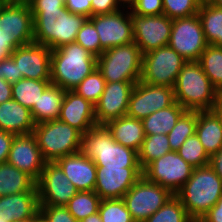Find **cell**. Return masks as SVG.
Masks as SVG:
<instances>
[{"instance_id": "obj_1", "label": "cell", "mask_w": 222, "mask_h": 222, "mask_svg": "<svg viewBox=\"0 0 222 222\" xmlns=\"http://www.w3.org/2000/svg\"><path fill=\"white\" fill-rule=\"evenodd\" d=\"M190 218L197 222L222 196V179L210 165L194 168L191 177L176 192Z\"/></svg>"}, {"instance_id": "obj_2", "label": "cell", "mask_w": 222, "mask_h": 222, "mask_svg": "<svg viewBox=\"0 0 222 222\" xmlns=\"http://www.w3.org/2000/svg\"><path fill=\"white\" fill-rule=\"evenodd\" d=\"M97 69V57L76 42L62 45L51 53V84L73 90Z\"/></svg>"}, {"instance_id": "obj_3", "label": "cell", "mask_w": 222, "mask_h": 222, "mask_svg": "<svg viewBox=\"0 0 222 222\" xmlns=\"http://www.w3.org/2000/svg\"><path fill=\"white\" fill-rule=\"evenodd\" d=\"M80 151L103 168L140 167L138 152L117 143L105 125H97L82 134Z\"/></svg>"}, {"instance_id": "obj_4", "label": "cell", "mask_w": 222, "mask_h": 222, "mask_svg": "<svg viewBox=\"0 0 222 222\" xmlns=\"http://www.w3.org/2000/svg\"><path fill=\"white\" fill-rule=\"evenodd\" d=\"M175 101L189 111L213 110L218 91L198 61L187 62L174 84Z\"/></svg>"}, {"instance_id": "obj_5", "label": "cell", "mask_w": 222, "mask_h": 222, "mask_svg": "<svg viewBox=\"0 0 222 222\" xmlns=\"http://www.w3.org/2000/svg\"><path fill=\"white\" fill-rule=\"evenodd\" d=\"M33 134L46 162L80 152L82 133L59 119L36 124Z\"/></svg>"}, {"instance_id": "obj_6", "label": "cell", "mask_w": 222, "mask_h": 222, "mask_svg": "<svg viewBox=\"0 0 222 222\" xmlns=\"http://www.w3.org/2000/svg\"><path fill=\"white\" fill-rule=\"evenodd\" d=\"M34 43L33 14L28 2L6 0L0 7V44L11 54L17 47Z\"/></svg>"}, {"instance_id": "obj_7", "label": "cell", "mask_w": 222, "mask_h": 222, "mask_svg": "<svg viewBox=\"0 0 222 222\" xmlns=\"http://www.w3.org/2000/svg\"><path fill=\"white\" fill-rule=\"evenodd\" d=\"M142 56L134 42L112 47L97 58V69L106 82L140 81Z\"/></svg>"}, {"instance_id": "obj_8", "label": "cell", "mask_w": 222, "mask_h": 222, "mask_svg": "<svg viewBox=\"0 0 222 222\" xmlns=\"http://www.w3.org/2000/svg\"><path fill=\"white\" fill-rule=\"evenodd\" d=\"M174 194L142 176L123 196L134 222H144L158 211Z\"/></svg>"}, {"instance_id": "obj_9", "label": "cell", "mask_w": 222, "mask_h": 222, "mask_svg": "<svg viewBox=\"0 0 222 222\" xmlns=\"http://www.w3.org/2000/svg\"><path fill=\"white\" fill-rule=\"evenodd\" d=\"M186 63L187 61L168 45L160 47L143 54L140 81L173 88Z\"/></svg>"}, {"instance_id": "obj_10", "label": "cell", "mask_w": 222, "mask_h": 222, "mask_svg": "<svg viewBox=\"0 0 222 222\" xmlns=\"http://www.w3.org/2000/svg\"><path fill=\"white\" fill-rule=\"evenodd\" d=\"M88 18L65 9L56 21H33L34 43L51 50L75 42L77 33Z\"/></svg>"}, {"instance_id": "obj_11", "label": "cell", "mask_w": 222, "mask_h": 222, "mask_svg": "<svg viewBox=\"0 0 222 222\" xmlns=\"http://www.w3.org/2000/svg\"><path fill=\"white\" fill-rule=\"evenodd\" d=\"M168 46L187 62L199 61L208 43L205 40L198 14L173 19Z\"/></svg>"}, {"instance_id": "obj_12", "label": "cell", "mask_w": 222, "mask_h": 222, "mask_svg": "<svg viewBox=\"0 0 222 222\" xmlns=\"http://www.w3.org/2000/svg\"><path fill=\"white\" fill-rule=\"evenodd\" d=\"M193 169L177 151H171L149 163L142 172L148 181L169 189L175 195L191 177Z\"/></svg>"}, {"instance_id": "obj_13", "label": "cell", "mask_w": 222, "mask_h": 222, "mask_svg": "<svg viewBox=\"0 0 222 222\" xmlns=\"http://www.w3.org/2000/svg\"><path fill=\"white\" fill-rule=\"evenodd\" d=\"M99 35L100 55L107 49L134 42L133 22L130 9L88 18Z\"/></svg>"}, {"instance_id": "obj_14", "label": "cell", "mask_w": 222, "mask_h": 222, "mask_svg": "<svg viewBox=\"0 0 222 222\" xmlns=\"http://www.w3.org/2000/svg\"><path fill=\"white\" fill-rule=\"evenodd\" d=\"M174 102L172 87L138 81L130 95L126 115L142 120L158 110L169 107Z\"/></svg>"}, {"instance_id": "obj_15", "label": "cell", "mask_w": 222, "mask_h": 222, "mask_svg": "<svg viewBox=\"0 0 222 222\" xmlns=\"http://www.w3.org/2000/svg\"><path fill=\"white\" fill-rule=\"evenodd\" d=\"M134 43L142 55L168 45L173 20L164 14L140 16L130 11Z\"/></svg>"}, {"instance_id": "obj_16", "label": "cell", "mask_w": 222, "mask_h": 222, "mask_svg": "<svg viewBox=\"0 0 222 222\" xmlns=\"http://www.w3.org/2000/svg\"><path fill=\"white\" fill-rule=\"evenodd\" d=\"M36 187L39 205L66 206L78 192L56 162H46Z\"/></svg>"}, {"instance_id": "obj_17", "label": "cell", "mask_w": 222, "mask_h": 222, "mask_svg": "<svg viewBox=\"0 0 222 222\" xmlns=\"http://www.w3.org/2000/svg\"><path fill=\"white\" fill-rule=\"evenodd\" d=\"M137 82H106L99 101L94 105L97 125H106L127 114L130 95Z\"/></svg>"}, {"instance_id": "obj_18", "label": "cell", "mask_w": 222, "mask_h": 222, "mask_svg": "<svg viewBox=\"0 0 222 222\" xmlns=\"http://www.w3.org/2000/svg\"><path fill=\"white\" fill-rule=\"evenodd\" d=\"M143 176L140 167L103 168L96 166L95 193L101 199H122Z\"/></svg>"}, {"instance_id": "obj_19", "label": "cell", "mask_w": 222, "mask_h": 222, "mask_svg": "<svg viewBox=\"0 0 222 222\" xmlns=\"http://www.w3.org/2000/svg\"><path fill=\"white\" fill-rule=\"evenodd\" d=\"M51 53L52 50L45 45L31 43L17 47L10 57L23 78L51 80Z\"/></svg>"}, {"instance_id": "obj_20", "label": "cell", "mask_w": 222, "mask_h": 222, "mask_svg": "<svg viewBox=\"0 0 222 222\" xmlns=\"http://www.w3.org/2000/svg\"><path fill=\"white\" fill-rule=\"evenodd\" d=\"M7 162L26 172L35 181L40 178L46 164L33 133L15 136Z\"/></svg>"}, {"instance_id": "obj_21", "label": "cell", "mask_w": 222, "mask_h": 222, "mask_svg": "<svg viewBox=\"0 0 222 222\" xmlns=\"http://www.w3.org/2000/svg\"><path fill=\"white\" fill-rule=\"evenodd\" d=\"M76 128L82 134L97 126L95 106L73 90L65 91V97L58 118Z\"/></svg>"}, {"instance_id": "obj_22", "label": "cell", "mask_w": 222, "mask_h": 222, "mask_svg": "<svg viewBox=\"0 0 222 222\" xmlns=\"http://www.w3.org/2000/svg\"><path fill=\"white\" fill-rule=\"evenodd\" d=\"M56 163L78 191H94L96 165L92 159L80 151L61 157Z\"/></svg>"}, {"instance_id": "obj_23", "label": "cell", "mask_w": 222, "mask_h": 222, "mask_svg": "<svg viewBox=\"0 0 222 222\" xmlns=\"http://www.w3.org/2000/svg\"><path fill=\"white\" fill-rule=\"evenodd\" d=\"M39 213L38 192L0 196V218L8 222L24 221Z\"/></svg>"}, {"instance_id": "obj_24", "label": "cell", "mask_w": 222, "mask_h": 222, "mask_svg": "<svg viewBox=\"0 0 222 222\" xmlns=\"http://www.w3.org/2000/svg\"><path fill=\"white\" fill-rule=\"evenodd\" d=\"M36 123L31 110L10 99L0 104V130L24 135L33 133Z\"/></svg>"}, {"instance_id": "obj_25", "label": "cell", "mask_w": 222, "mask_h": 222, "mask_svg": "<svg viewBox=\"0 0 222 222\" xmlns=\"http://www.w3.org/2000/svg\"><path fill=\"white\" fill-rule=\"evenodd\" d=\"M195 134L209 157L222 147V120L214 110L197 111Z\"/></svg>"}, {"instance_id": "obj_26", "label": "cell", "mask_w": 222, "mask_h": 222, "mask_svg": "<svg viewBox=\"0 0 222 222\" xmlns=\"http://www.w3.org/2000/svg\"><path fill=\"white\" fill-rule=\"evenodd\" d=\"M105 126L117 143L137 152L140 151L145 138L143 124L140 119L125 115L109 121Z\"/></svg>"}, {"instance_id": "obj_27", "label": "cell", "mask_w": 222, "mask_h": 222, "mask_svg": "<svg viewBox=\"0 0 222 222\" xmlns=\"http://www.w3.org/2000/svg\"><path fill=\"white\" fill-rule=\"evenodd\" d=\"M65 91L54 84H50L45 89L38 102L31 109V114L36 124L59 118Z\"/></svg>"}, {"instance_id": "obj_28", "label": "cell", "mask_w": 222, "mask_h": 222, "mask_svg": "<svg viewBox=\"0 0 222 222\" xmlns=\"http://www.w3.org/2000/svg\"><path fill=\"white\" fill-rule=\"evenodd\" d=\"M24 192H38L36 181L8 162L0 163V196Z\"/></svg>"}, {"instance_id": "obj_29", "label": "cell", "mask_w": 222, "mask_h": 222, "mask_svg": "<svg viewBox=\"0 0 222 222\" xmlns=\"http://www.w3.org/2000/svg\"><path fill=\"white\" fill-rule=\"evenodd\" d=\"M185 111L186 109L175 101L169 107L158 110L142 119L141 121L145 136L153 134H168Z\"/></svg>"}, {"instance_id": "obj_30", "label": "cell", "mask_w": 222, "mask_h": 222, "mask_svg": "<svg viewBox=\"0 0 222 222\" xmlns=\"http://www.w3.org/2000/svg\"><path fill=\"white\" fill-rule=\"evenodd\" d=\"M198 16L208 45L222 47V8L211 2L200 5Z\"/></svg>"}, {"instance_id": "obj_31", "label": "cell", "mask_w": 222, "mask_h": 222, "mask_svg": "<svg viewBox=\"0 0 222 222\" xmlns=\"http://www.w3.org/2000/svg\"><path fill=\"white\" fill-rule=\"evenodd\" d=\"M50 84L51 80L22 78L12 84V99L31 110Z\"/></svg>"}, {"instance_id": "obj_32", "label": "cell", "mask_w": 222, "mask_h": 222, "mask_svg": "<svg viewBox=\"0 0 222 222\" xmlns=\"http://www.w3.org/2000/svg\"><path fill=\"white\" fill-rule=\"evenodd\" d=\"M213 87L222 91V47L208 45L198 61Z\"/></svg>"}, {"instance_id": "obj_33", "label": "cell", "mask_w": 222, "mask_h": 222, "mask_svg": "<svg viewBox=\"0 0 222 222\" xmlns=\"http://www.w3.org/2000/svg\"><path fill=\"white\" fill-rule=\"evenodd\" d=\"M167 134L147 135L138 152V162L143 170L149 163L171 152Z\"/></svg>"}, {"instance_id": "obj_34", "label": "cell", "mask_w": 222, "mask_h": 222, "mask_svg": "<svg viewBox=\"0 0 222 222\" xmlns=\"http://www.w3.org/2000/svg\"><path fill=\"white\" fill-rule=\"evenodd\" d=\"M101 198L95 191H78L68 202L66 208L77 221L98 212Z\"/></svg>"}, {"instance_id": "obj_35", "label": "cell", "mask_w": 222, "mask_h": 222, "mask_svg": "<svg viewBox=\"0 0 222 222\" xmlns=\"http://www.w3.org/2000/svg\"><path fill=\"white\" fill-rule=\"evenodd\" d=\"M196 125L197 111L186 110L167 134L172 151H177L189 136L195 134Z\"/></svg>"}, {"instance_id": "obj_36", "label": "cell", "mask_w": 222, "mask_h": 222, "mask_svg": "<svg viewBox=\"0 0 222 222\" xmlns=\"http://www.w3.org/2000/svg\"><path fill=\"white\" fill-rule=\"evenodd\" d=\"M144 222H194L181 201L173 195L158 211Z\"/></svg>"}, {"instance_id": "obj_37", "label": "cell", "mask_w": 222, "mask_h": 222, "mask_svg": "<svg viewBox=\"0 0 222 222\" xmlns=\"http://www.w3.org/2000/svg\"><path fill=\"white\" fill-rule=\"evenodd\" d=\"M177 152L194 168L209 165L210 157L204 150L196 134L189 136Z\"/></svg>"}, {"instance_id": "obj_38", "label": "cell", "mask_w": 222, "mask_h": 222, "mask_svg": "<svg viewBox=\"0 0 222 222\" xmlns=\"http://www.w3.org/2000/svg\"><path fill=\"white\" fill-rule=\"evenodd\" d=\"M98 213L102 222H134L123 199H102Z\"/></svg>"}, {"instance_id": "obj_39", "label": "cell", "mask_w": 222, "mask_h": 222, "mask_svg": "<svg viewBox=\"0 0 222 222\" xmlns=\"http://www.w3.org/2000/svg\"><path fill=\"white\" fill-rule=\"evenodd\" d=\"M105 84L106 81L101 72L95 69L73 91L95 105L104 91Z\"/></svg>"}, {"instance_id": "obj_40", "label": "cell", "mask_w": 222, "mask_h": 222, "mask_svg": "<svg viewBox=\"0 0 222 222\" xmlns=\"http://www.w3.org/2000/svg\"><path fill=\"white\" fill-rule=\"evenodd\" d=\"M33 21H56L66 9L64 0H30Z\"/></svg>"}, {"instance_id": "obj_41", "label": "cell", "mask_w": 222, "mask_h": 222, "mask_svg": "<svg viewBox=\"0 0 222 222\" xmlns=\"http://www.w3.org/2000/svg\"><path fill=\"white\" fill-rule=\"evenodd\" d=\"M198 0H163V14L170 19L186 18L198 14Z\"/></svg>"}, {"instance_id": "obj_42", "label": "cell", "mask_w": 222, "mask_h": 222, "mask_svg": "<svg viewBox=\"0 0 222 222\" xmlns=\"http://www.w3.org/2000/svg\"><path fill=\"white\" fill-rule=\"evenodd\" d=\"M76 43L81 45L90 54L95 57L100 56V39L93 23L87 19L83 26L77 33L75 40Z\"/></svg>"}, {"instance_id": "obj_43", "label": "cell", "mask_w": 222, "mask_h": 222, "mask_svg": "<svg viewBox=\"0 0 222 222\" xmlns=\"http://www.w3.org/2000/svg\"><path fill=\"white\" fill-rule=\"evenodd\" d=\"M39 214L43 222H79L66 206L39 205Z\"/></svg>"}, {"instance_id": "obj_44", "label": "cell", "mask_w": 222, "mask_h": 222, "mask_svg": "<svg viewBox=\"0 0 222 222\" xmlns=\"http://www.w3.org/2000/svg\"><path fill=\"white\" fill-rule=\"evenodd\" d=\"M130 11L140 16L163 14V0H136Z\"/></svg>"}, {"instance_id": "obj_45", "label": "cell", "mask_w": 222, "mask_h": 222, "mask_svg": "<svg viewBox=\"0 0 222 222\" xmlns=\"http://www.w3.org/2000/svg\"><path fill=\"white\" fill-rule=\"evenodd\" d=\"M0 78L10 84L23 78L22 74H18L17 65L10 56L0 61Z\"/></svg>"}, {"instance_id": "obj_46", "label": "cell", "mask_w": 222, "mask_h": 222, "mask_svg": "<svg viewBox=\"0 0 222 222\" xmlns=\"http://www.w3.org/2000/svg\"><path fill=\"white\" fill-rule=\"evenodd\" d=\"M92 16L111 14L121 10L117 0H92Z\"/></svg>"}, {"instance_id": "obj_47", "label": "cell", "mask_w": 222, "mask_h": 222, "mask_svg": "<svg viewBox=\"0 0 222 222\" xmlns=\"http://www.w3.org/2000/svg\"><path fill=\"white\" fill-rule=\"evenodd\" d=\"M65 7L70 12L84 15L87 18L92 16V0H64Z\"/></svg>"}, {"instance_id": "obj_48", "label": "cell", "mask_w": 222, "mask_h": 222, "mask_svg": "<svg viewBox=\"0 0 222 222\" xmlns=\"http://www.w3.org/2000/svg\"><path fill=\"white\" fill-rule=\"evenodd\" d=\"M15 134L0 130V163L7 162Z\"/></svg>"}, {"instance_id": "obj_49", "label": "cell", "mask_w": 222, "mask_h": 222, "mask_svg": "<svg viewBox=\"0 0 222 222\" xmlns=\"http://www.w3.org/2000/svg\"><path fill=\"white\" fill-rule=\"evenodd\" d=\"M197 222H222V196L217 203Z\"/></svg>"}, {"instance_id": "obj_50", "label": "cell", "mask_w": 222, "mask_h": 222, "mask_svg": "<svg viewBox=\"0 0 222 222\" xmlns=\"http://www.w3.org/2000/svg\"><path fill=\"white\" fill-rule=\"evenodd\" d=\"M209 165L214 172L222 179V147L210 157Z\"/></svg>"}, {"instance_id": "obj_51", "label": "cell", "mask_w": 222, "mask_h": 222, "mask_svg": "<svg viewBox=\"0 0 222 222\" xmlns=\"http://www.w3.org/2000/svg\"><path fill=\"white\" fill-rule=\"evenodd\" d=\"M12 99V84L0 78V104Z\"/></svg>"}, {"instance_id": "obj_52", "label": "cell", "mask_w": 222, "mask_h": 222, "mask_svg": "<svg viewBox=\"0 0 222 222\" xmlns=\"http://www.w3.org/2000/svg\"><path fill=\"white\" fill-rule=\"evenodd\" d=\"M213 110L222 120V92H218Z\"/></svg>"}, {"instance_id": "obj_53", "label": "cell", "mask_w": 222, "mask_h": 222, "mask_svg": "<svg viewBox=\"0 0 222 222\" xmlns=\"http://www.w3.org/2000/svg\"><path fill=\"white\" fill-rule=\"evenodd\" d=\"M80 222H102L99 213L89 215L86 218L82 219Z\"/></svg>"}, {"instance_id": "obj_54", "label": "cell", "mask_w": 222, "mask_h": 222, "mask_svg": "<svg viewBox=\"0 0 222 222\" xmlns=\"http://www.w3.org/2000/svg\"><path fill=\"white\" fill-rule=\"evenodd\" d=\"M11 53L6 50V44H0V61L8 58Z\"/></svg>"}, {"instance_id": "obj_55", "label": "cell", "mask_w": 222, "mask_h": 222, "mask_svg": "<svg viewBox=\"0 0 222 222\" xmlns=\"http://www.w3.org/2000/svg\"><path fill=\"white\" fill-rule=\"evenodd\" d=\"M122 8L130 9L136 0H117Z\"/></svg>"}, {"instance_id": "obj_56", "label": "cell", "mask_w": 222, "mask_h": 222, "mask_svg": "<svg viewBox=\"0 0 222 222\" xmlns=\"http://www.w3.org/2000/svg\"><path fill=\"white\" fill-rule=\"evenodd\" d=\"M41 217H40V214L38 213L34 218L32 219H27V220H24V221H14V222H41Z\"/></svg>"}, {"instance_id": "obj_57", "label": "cell", "mask_w": 222, "mask_h": 222, "mask_svg": "<svg viewBox=\"0 0 222 222\" xmlns=\"http://www.w3.org/2000/svg\"><path fill=\"white\" fill-rule=\"evenodd\" d=\"M211 3L218 8H222V0H212Z\"/></svg>"}, {"instance_id": "obj_58", "label": "cell", "mask_w": 222, "mask_h": 222, "mask_svg": "<svg viewBox=\"0 0 222 222\" xmlns=\"http://www.w3.org/2000/svg\"><path fill=\"white\" fill-rule=\"evenodd\" d=\"M212 0H198L200 4L210 3Z\"/></svg>"}, {"instance_id": "obj_59", "label": "cell", "mask_w": 222, "mask_h": 222, "mask_svg": "<svg viewBox=\"0 0 222 222\" xmlns=\"http://www.w3.org/2000/svg\"><path fill=\"white\" fill-rule=\"evenodd\" d=\"M6 2V0H0V7Z\"/></svg>"}, {"instance_id": "obj_60", "label": "cell", "mask_w": 222, "mask_h": 222, "mask_svg": "<svg viewBox=\"0 0 222 222\" xmlns=\"http://www.w3.org/2000/svg\"><path fill=\"white\" fill-rule=\"evenodd\" d=\"M0 222H8V220H3L2 218H0Z\"/></svg>"}]
</instances>
